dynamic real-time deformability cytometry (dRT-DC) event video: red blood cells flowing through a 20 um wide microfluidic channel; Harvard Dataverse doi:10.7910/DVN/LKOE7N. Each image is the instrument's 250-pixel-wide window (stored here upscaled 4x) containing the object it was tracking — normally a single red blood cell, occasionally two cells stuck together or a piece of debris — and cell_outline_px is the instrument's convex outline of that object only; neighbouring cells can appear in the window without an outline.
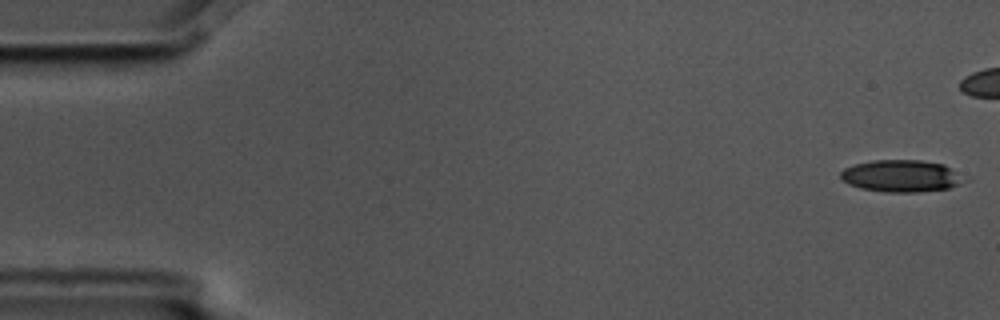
{"species": "common noctule bat (a hibernating species)", "species_latin": "Nyctalus noctula", "temperature_condition": "cold", "stored_images_in_passage": 5, "camera_frame_rate_fps": 3000, "um_per_image_px": 0.085, "animal": {"sex": "male", "body_mass_g": 17.5, "forearm_length_mm": 52.3}, "frame": {"image": 1, "passage_image": 1, "time_ms": 0.0, "image_size_px": [1000, 320], "cell_outline_px": [[972, 180], [948, 188], [920, 192], [884, 192], [860, 188], [848, 184], [840, 180], [840, 172], [844, 168], [856, 164], [872, 160], [920, 160], [944, 164], [972, 176]], "centroid_in_image_um": [76.73, 14.96], "position_along_channel_um": 8.3, "area_um2": 23.87}}
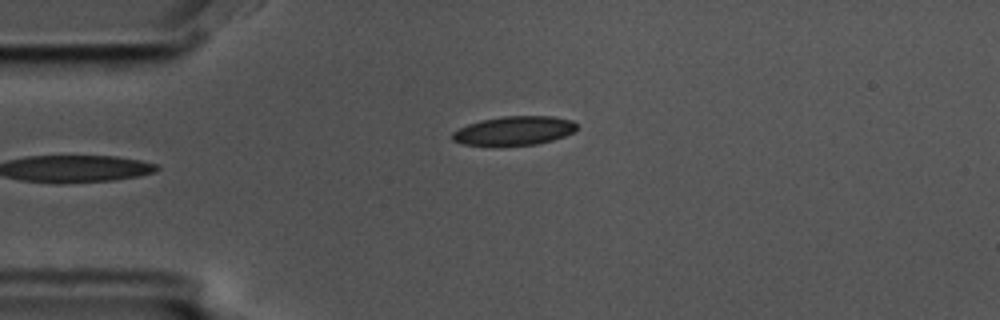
{"frame": {"image": 2, "passage_image": 5, "time_ms": 1.333, "image_size_px": [1000, 320], "cell_outline_px": [[576, 132], [552, 140], [536, 144], [464, 144], [452, 140], [452, 132], [468, 124], [480, 120], [504, 116], [552, 116], [572, 120], [576, 124]], "centroid_in_image_um": [43.74, 11.08], "position_along_channel_um": 41.3, "area_um2": 20.58}}